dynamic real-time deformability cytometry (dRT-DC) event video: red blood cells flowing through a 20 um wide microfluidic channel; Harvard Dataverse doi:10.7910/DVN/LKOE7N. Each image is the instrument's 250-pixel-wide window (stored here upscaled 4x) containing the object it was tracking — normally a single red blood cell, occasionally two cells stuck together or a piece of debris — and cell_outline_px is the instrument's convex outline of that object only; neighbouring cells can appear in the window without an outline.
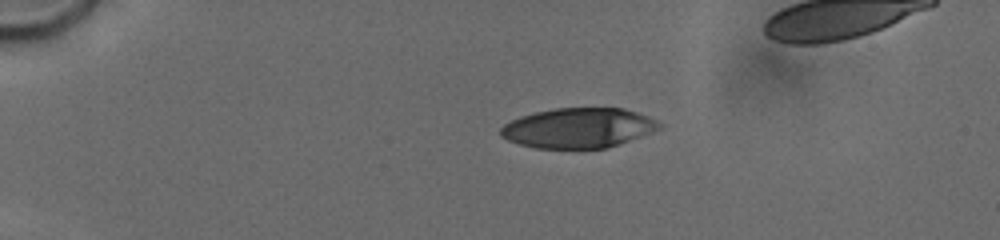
{"species": "human", "species_latin": "Homo sapiens", "temperature_condition": "cold", "stored_images_in_passage": 57, "camera_frame_rate_fps": 3000, "um_per_image_px": 0.085, "donor": {"sex": "male"}, "frame": {"image": 1, "passage_image": 13, "time_ms": 4.333, "image_size_px": [1000, 240], "cell_outline_px": [[660, 128], [608, 148], [536, 148], [520, 144], [508, 140], [500, 136], [500, 128], [504, 124], [520, 116], [536, 112], [556, 108], [624, 108], [636, 112], [656, 120], [660, 124]], "centroid_in_image_um": [49.12, 10.87], "position_along_channel_um": 35.9, "area_um2": 36.53}}
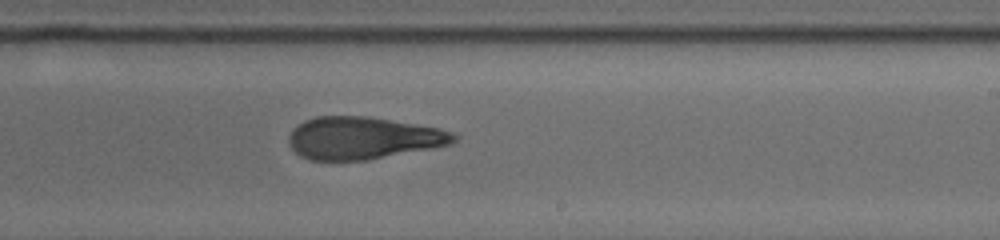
{"frame": {"image": 2, "passage_image": 32, "time_ms": 12.0, "image_size_px": [1000, 240], "cell_outline_px": [[460, 136], [452, 144], [432, 148], [368, 160], [308, 160], [300, 156], [288, 144], [288, 136], [304, 120], [316, 116], [368, 116], [440, 128], [456, 132]], "centroid_in_image_um": [30.9, 11.73], "position_along_channel_um": 258.1, "area_um2": 40.92}}
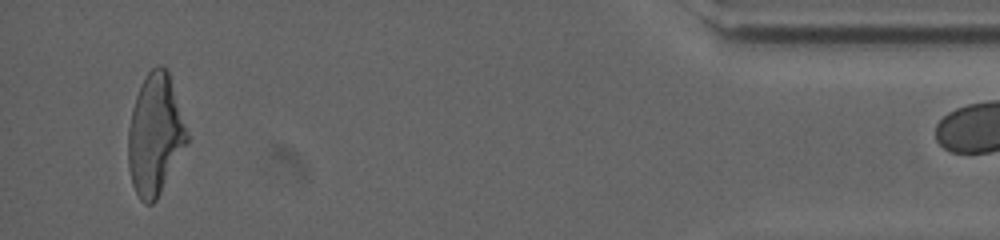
{"frame": {"image": 3, "passage_image": 56, "time_ms": 18.0, "image_size_px": [1000, 240], "cell_outline_px": [[188, 144], [156, 200], [152, 204], [144, 204], [140, 200], [132, 184], [128, 168], [128, 128], [132, 108], [136, 96], [148, 72], [152, 68], [160, 64], [168, 72], [188, 132]], "centroid_in_image_um": [13.18, 11.5], "position_along_channel_um": 422.0, "area_um2": 41.27}}